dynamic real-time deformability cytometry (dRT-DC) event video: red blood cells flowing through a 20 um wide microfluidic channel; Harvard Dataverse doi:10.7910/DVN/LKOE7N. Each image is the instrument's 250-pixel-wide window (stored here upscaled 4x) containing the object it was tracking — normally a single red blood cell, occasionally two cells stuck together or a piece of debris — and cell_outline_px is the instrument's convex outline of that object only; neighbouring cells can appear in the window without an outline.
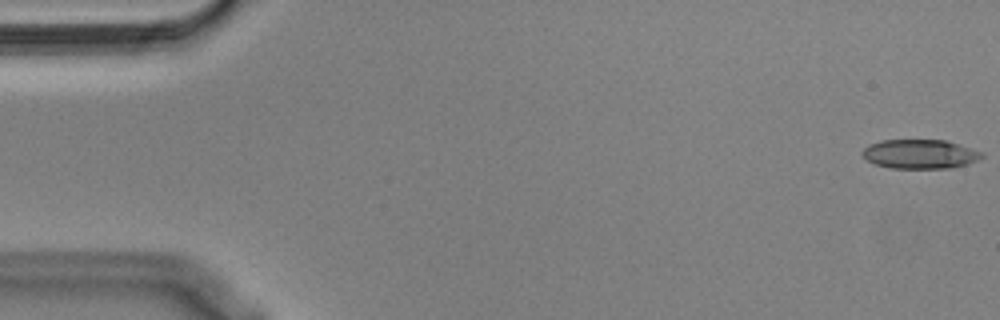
{"species": "Egyptian fruit bat (a non-hibernating species)", "species_latin": "Rousettus aegyptiacus", "temperature_condition": "cold", "stored_images_in_passage": 55, "camera_frame_rate_fps": 3000, "um_per_image_px": 0.085, "animal": {"sex": "male"}, "frame": {"image": 1, "passage_image": 1, "time_ms": 0.0, "image_size_px": [1000, 320], "cell_outline_px": [[984, 156], [968, 164], [952, 168], [892, 168], [876, 164], [868, 160], [860, 152], [868, 144], [880, 140], [944, 140], [984, 152]], "centroid_in_image_um": [78.2, 13.09], "position_along_channel_um": 6.8, "area_um2": 20.29}}
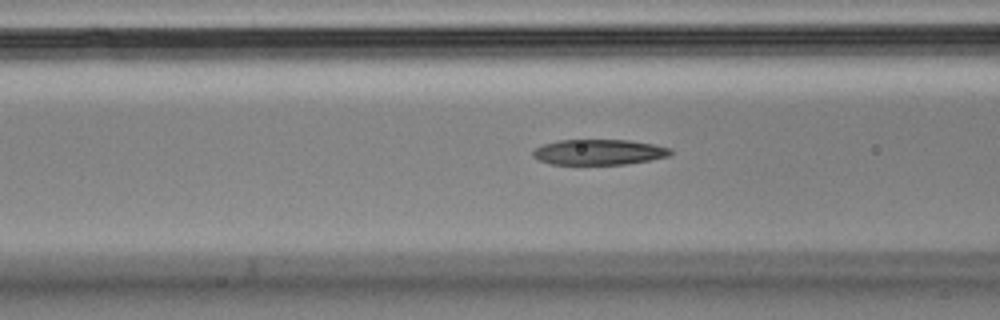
{"frame": {"image": 2, "passage_image": 21, "time_ms": 6.667, "image_size_px": [1000, 320], "cell_outline_px": [[672, 152], [668, 156], [628, 164], [552, 164], [540, 160], [532, 156], [532, 152], [536, 148], [544, 144], [560, 140], [628, 140], [652, 144], [672, 148]], "centroid_in_image_um": [50.91, 12.93], "position_along_channel_um": 115.7, "area_um2": 20.23}}
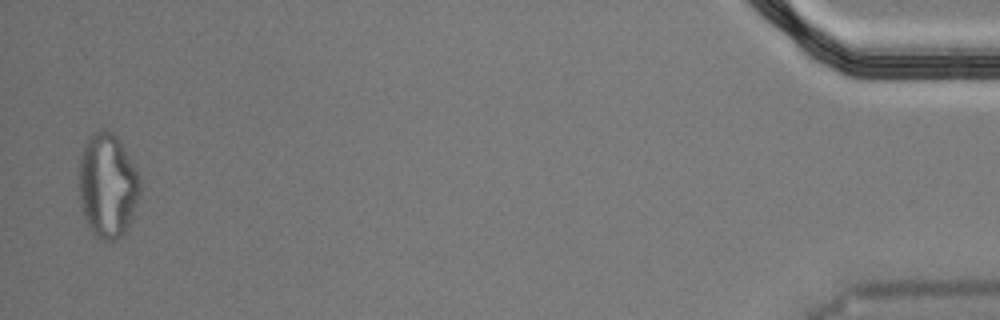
{"frame": {"image": 3, "passage_image": 54, "time_ms": 17.667, "image_size_px": [1000, 320], "cell_outline_px": [[140, 196], [124, 236], [116, 240], [100, 240], [92, 232], [84, 216], [80, 204], [80, 160], [84, 144], [88, 136], [92, 132], [104, 128], [112, 132], [120, 140], [140, 180]], "centroid_in_image_um": [9.14, 15.78], "position_along_channel_um": 426.1, "area_um2": 37.05}, "authors_computed_cell_mechanics": {"area_um2": 21.5016, "velocity_mm_per_s": 3.6348, "shape_relaxation_time_tau1_ms": 11.1121, "shape_relaxation_time_tau2_ms": 2.6633, "deformation_change_tau1": 0.2817, "deformation_change_tau2": 0.1302}}